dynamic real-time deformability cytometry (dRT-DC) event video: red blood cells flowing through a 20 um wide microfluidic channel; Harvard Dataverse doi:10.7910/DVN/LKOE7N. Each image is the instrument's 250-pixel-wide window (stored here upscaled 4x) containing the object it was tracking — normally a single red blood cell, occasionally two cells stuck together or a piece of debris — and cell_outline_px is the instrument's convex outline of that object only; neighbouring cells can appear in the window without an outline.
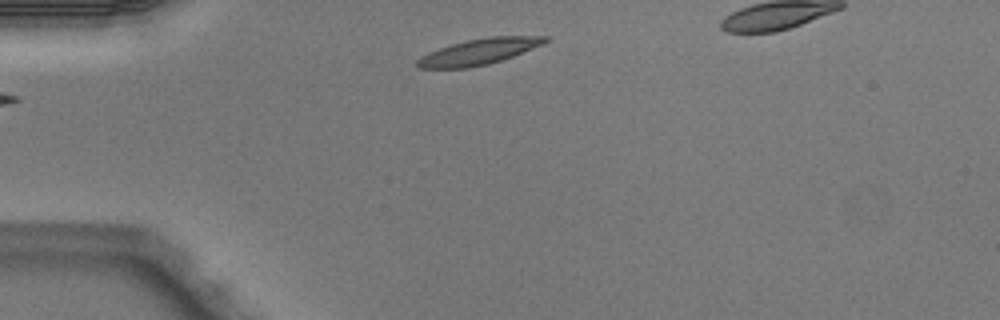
{"species": "Egyptian fruit bat (a non-hibernating species)", "species_latin": "Rousettus aegyptiacus", "temperature_condition": "warm", "stored_images_in_passage": 2, "camera_frame_rate_fps": 3000, "um_per_image_px": 0.085, "animal": {"sex": "male"}, "frame": {"image": 1, "passage_image": 2, "time_ms": 0.333, "image_size_px": [1000, 320], "cell_outline_px": [[548, 40], [544, 44], [512, 56], [488, 64], [468, 68], [420, 68], [416, 64], [416, 60], [420, 56], [428, 52], [452, 44], [468, 40], [492, 36], [548, 36]], "centroid_in_image_um": [40.7, 4.39], "position_along_channel_um": 44.3, "area_um2": 19.07}}